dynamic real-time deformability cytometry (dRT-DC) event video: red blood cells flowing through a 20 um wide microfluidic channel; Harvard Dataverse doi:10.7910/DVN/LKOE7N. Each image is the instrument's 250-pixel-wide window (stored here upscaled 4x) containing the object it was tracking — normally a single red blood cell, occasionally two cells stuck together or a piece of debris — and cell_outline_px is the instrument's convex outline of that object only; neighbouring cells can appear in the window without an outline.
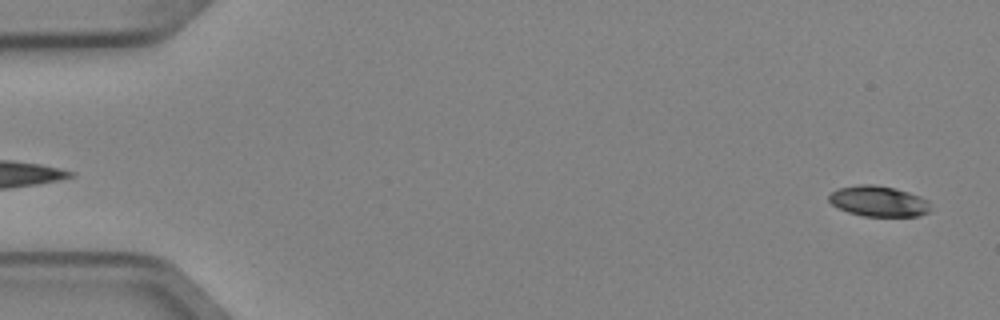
{"species": "Egyptian fruit bat (a non-hibernating species)", "species_latin": "Rousettus aegyptiacus", "temperature_condition": "cold", "stored_images_in_passage": 5, "segment_of_instrument_passage": [2, 2], "camera_frame_rate_fps": 3000, "um_per_image_px": 0.085, "animal": {"sex": "female"}, "frame": {"image": 1, "passage_image": 5, "time_ms": 1.333, "image_size_px": [1000, 320], "cell_outline_px": [[928, 212], [920, 216], [864, 216], [848, 212], [832, 204], [828, 200], [828, 196], [832, 192], [840, 188], [860, 184], [872, 184], [896, 188], [920, 196], [928, 200]], "centroid_in_image_um": [74.67, 17.1], "position_along_channel_um": 10.3, "area_um2": 17.98}}